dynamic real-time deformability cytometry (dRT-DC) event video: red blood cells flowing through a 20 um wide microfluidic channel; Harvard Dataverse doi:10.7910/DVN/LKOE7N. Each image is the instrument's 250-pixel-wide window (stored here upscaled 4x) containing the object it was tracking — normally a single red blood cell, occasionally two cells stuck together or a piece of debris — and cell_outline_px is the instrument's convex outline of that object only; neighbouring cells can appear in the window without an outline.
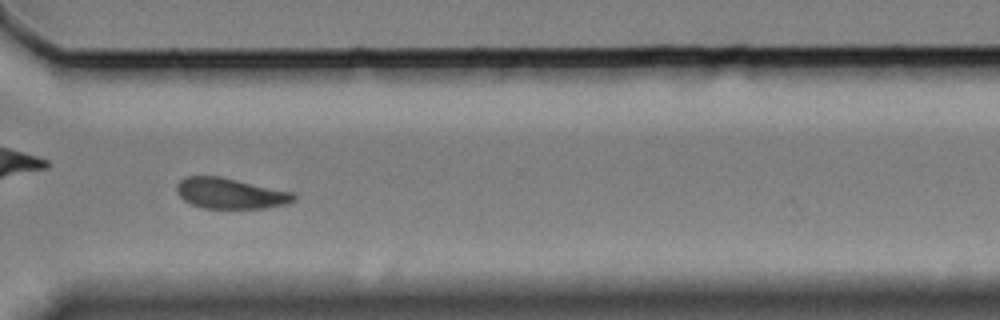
{"species": "Egyptian fruit bat (a non-hibernating species)", "species_latin": "Rousettus aegyptiacus", "temperature_condition": "cold", "stored_images_in_passage": 62, "camera_frame_rate_fps": 3000, "um_per_image_px": 0.085, "animal": {"sex": "female"}, "frame": {"image": 1, "passage_image": 45, "time_ms": 14.667, "image_size_px": [1000, 320], "cell_outline_px": [[296, 200], [288, 204], [268, 208], [204, 208], [192, 204], [184, 200], [176, 192], [176, 184], [184, 176], [220, 176], [292, 192], [296, 196]], "centroid_in_image_um": [19.57, 16.44], "position_along_channel_um": 351.0, "area_um2": 20.98}, "authors_computed_cell_mechanics": {"area_um2": 21.4438, "velocity_mm_per_s": 3.2763, "shape_relaxation_time_tau1_ms": null, "shape_relaxation_time_tau2_ms": 6.8225, "deformation_change_tau1": null, "deformation_change_tau2": 0.1164}}